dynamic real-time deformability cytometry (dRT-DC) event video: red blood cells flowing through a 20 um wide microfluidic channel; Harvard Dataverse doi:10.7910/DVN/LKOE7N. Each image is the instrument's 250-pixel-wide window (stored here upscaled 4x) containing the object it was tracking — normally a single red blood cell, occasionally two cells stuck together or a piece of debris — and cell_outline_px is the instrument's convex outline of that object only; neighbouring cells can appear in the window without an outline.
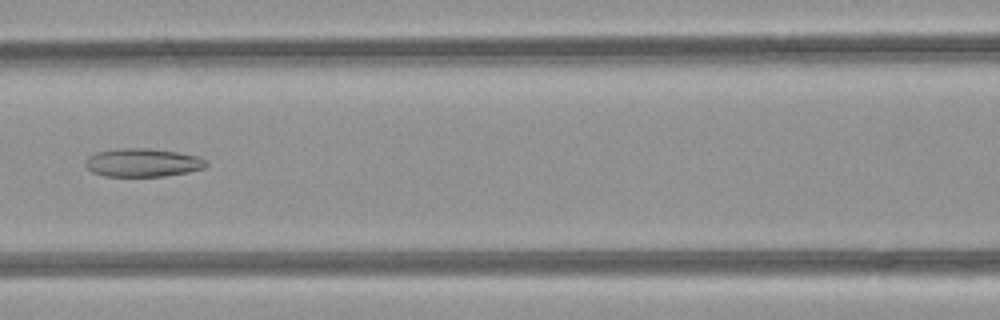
{"species": "common noctule bat (a hibernating species)", "species_latin": "Nyctalus noctula", "temperature_condition": "room temperature", "stored_images_in_passage": 36, "segment_of_instrument_passage": [1, 2], "camera_frame_rate_fps": 3000, "um_per_image_px": 0.085, "animal": {"sex": "female", "body_mass_g": 21.9}, "frame": {"image": 1, "passage_image": 17, "time_ms": 5.333, "image_size_px": [1000, 320], "cell_outline_px": [[208, 164], [204, 168], [188, 172], [164, 176], [104, 176], [92, 172], [84, 164], [84, 160], [88, 156], [96, 152], [120, 148], [148, 148], [176, 152], [196, 156], [208, 160]], "centroid_in_image_um": [12.11, 13.82], "position_along_channel_um": 154.5, "area_um2": 20.0}}
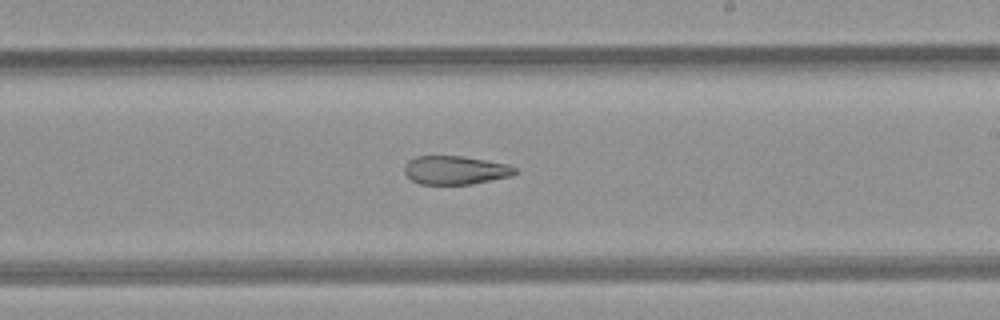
{"frame": {"image": 2, "passage_image": 24, "time_ms": 7.667, "image_size_px": [1000, 320], "cell_outline_px": [[516, 172], [512, 176], [472, 184], [420, 184], [412, 180], [404, 172], [404, 164], [408, 160], [416, 156], [464, 156], [508, 164], [516, 168]], "centroid_in_image_um": [38.69, 14.46], "position_along_channel_um": 250.3, "area_um2": 18.5}}
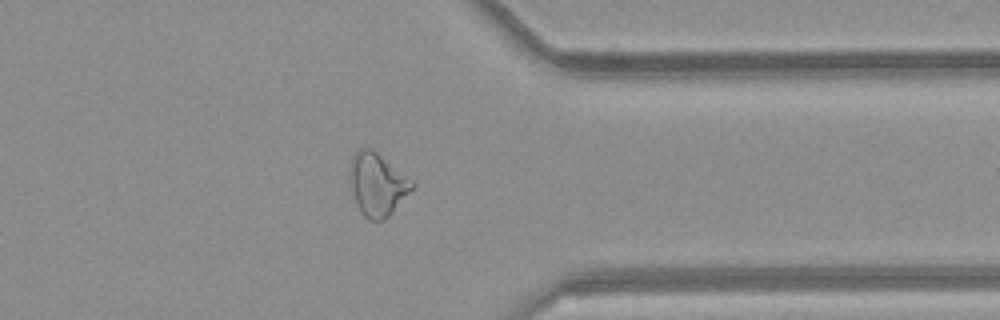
{"frame": {"image": 3, "passage_image": 34, "time_ms": 11.0, "image_size_px": [1000, 320], "cell_outline_px": [[416, 184], [392, 212], [384, 220], [368, 220], [364, 216], [356, 204], [352, 188], [352, 156], [360, 148], [372, 148], [412, 180]], "centroid_in_image_um": [32.1, 15.68], "position_along_channel_um": 379.3, "area_um2": 22.08}}